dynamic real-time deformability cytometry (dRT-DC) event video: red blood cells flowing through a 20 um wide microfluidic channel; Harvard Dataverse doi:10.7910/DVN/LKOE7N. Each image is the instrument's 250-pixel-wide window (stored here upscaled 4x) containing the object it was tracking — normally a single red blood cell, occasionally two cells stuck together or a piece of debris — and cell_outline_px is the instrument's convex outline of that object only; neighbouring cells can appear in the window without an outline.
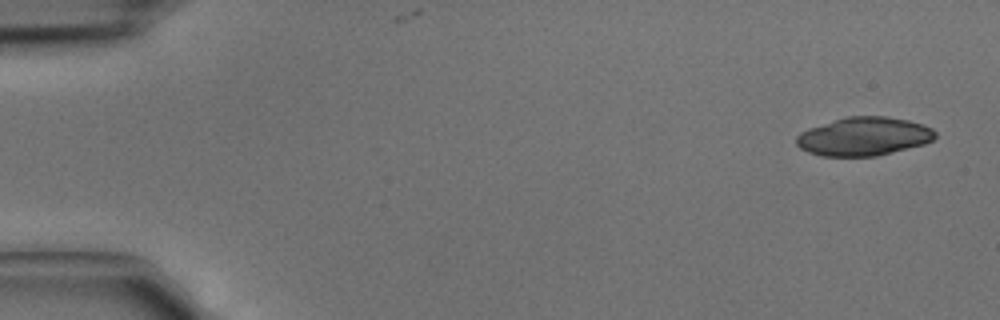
{"species": "common noctule bat (a hibernating species)", "species_latin": "Nyctalus noctula", "temperature_condition": "cold", "stored_images_in_passage": 3, "camera_frame_rate_fps": 3000, "um_per_image_px": 0.085, "animal": {"sex": "male", "body_mass_g": 15.6}, "frame": {"image": 1, "passage_image": 1, "time_ms": 0.0, "image_size_px": [1000, 320], "cell_outline_px": [[936, 136], [932, 140], [924, 144], [876, 156], [820, 156], [808, 152], [800, 148], [796, 144], [796, 136], [800, 132], [808, 128], [848, 116], [884, 116], [908, 120], [924, 124], [932, 128], [936, 132]], "centroid_in_image_um": [73.42, 11.6], "position_along_channel_um": 11.6, "area_um2": 31.15}}